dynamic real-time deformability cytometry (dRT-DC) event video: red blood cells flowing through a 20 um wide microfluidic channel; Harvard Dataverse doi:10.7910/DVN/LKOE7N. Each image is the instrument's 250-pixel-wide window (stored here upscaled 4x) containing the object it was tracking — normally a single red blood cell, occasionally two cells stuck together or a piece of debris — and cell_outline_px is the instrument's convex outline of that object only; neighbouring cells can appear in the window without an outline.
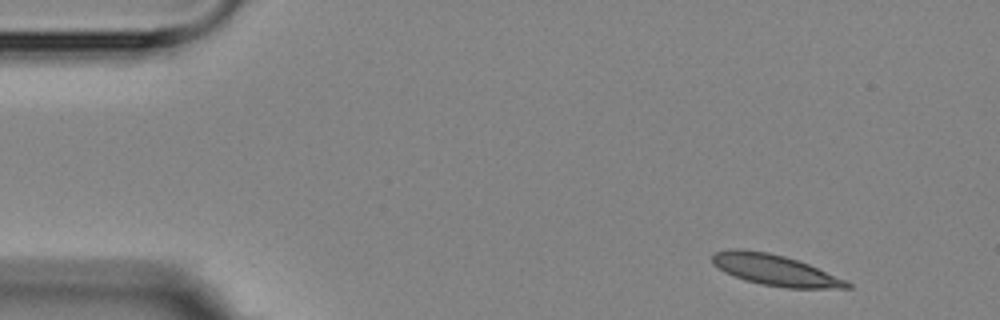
{"species": "Egyptian fruit bat (a non-hibernating species)", "species_latin": "Rousettus aegyptiacus", "temperature_condition": "room temperature", "stored_images_in_passage": 4, "camera_frame_rate_fps": 3000, "um_per_image_px": 0.085, "animal": {"sex": "female"}, "frame": {"image": 1, "passage_image": 1, "time_ms": 0.0, "image_size_px": [1000, 320], "cell_outline_px": [[852, 288], [788, 288], [760, 284], [744, 280], [724, 272], [712, 264], [712, 256], [716, 252], [728, 248], [740, 248], [768, 252], [784, 256], [808, 264], [844, 280], [852, 284]], "centroid_in_image_um": [65.8, 22.94], "position_along_channel_um": 19.2, "area_um2": 24.16}}
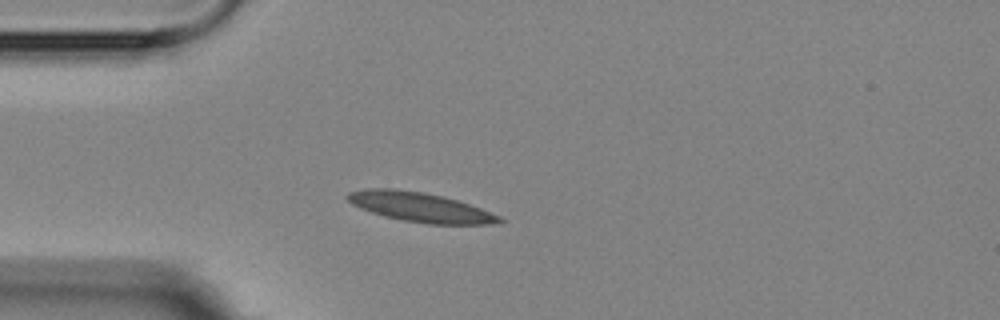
{"frame": {"image": 2, "passage_image": 3, "time_ms": 3.0, "image_size_px": [1000, 320], "cell_outline_px": [[504, 220], [488, 224], [428, 224], [404, 220], [384, 216], [360, 208], [352, 204], [344, 196], [348, 192], [368, 188], [392, 188], [424, 192], [444, 196], [480, 208], [500, 216]], "centroid_in_image_um": [35.66, 17.59], "position_along_channel_um": 49.3, "area_um2": 25.89}}